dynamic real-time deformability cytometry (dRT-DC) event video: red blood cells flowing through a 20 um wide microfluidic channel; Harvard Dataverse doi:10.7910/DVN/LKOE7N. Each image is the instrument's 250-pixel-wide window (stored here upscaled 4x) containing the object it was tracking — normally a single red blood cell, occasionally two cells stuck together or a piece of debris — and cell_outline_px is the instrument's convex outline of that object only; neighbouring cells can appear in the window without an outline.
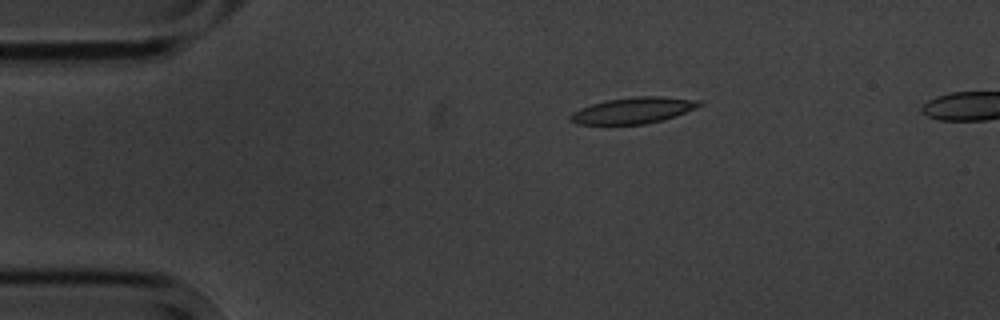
{"species": "common noctule bat (a hibernating species)", "species_latin": "Nyctalus noctula", "temperature_condition": "cold", "stored_images_in_passage": 8, "camera_frame_rate_fps": 3000, "um_per_image_px": 0.085, "animal": {"sex": "male", "body_mass_g": 20.1, "forearm_length_mm": 53.5}, "frame": {"image": 1, "passage_image": 1, "time_ms": 0.0, "image_size_px": [1000, 320], "cell_outline_px": [[704, 104], [696, 108], [676, 116], [664, 120], [644, 124], [576, 124], [568, 120], [568, 116], [572, 112], [580, 108], [604, 100], [636, 96], [660, 96], [700, 100]], "centroid_in_image_um": [53.82, 9.38], "position_along_channel_um": 31.2, "area_um2": 19.88}}
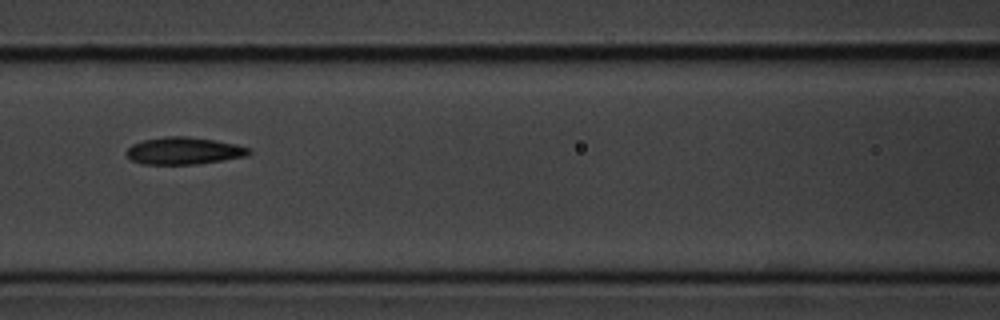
{"frame": {"image": 2, "passage_image": 5, "time_ms": 4.667, "image_size_px": [1000, 320], "cell_outline_px": [[252, 152], [248, 156], [224, 160], [196, 164], [140, 164], [132, 160], [124, 152], [132, 144], [144, 140], [168, 136], [184, 136], [216, 140], [236, 144], [252, 148]], "centroid_in_image_um": [15.67, 12.82], "position_along_channel_um": 150.9, "area_um2": 19.54}}
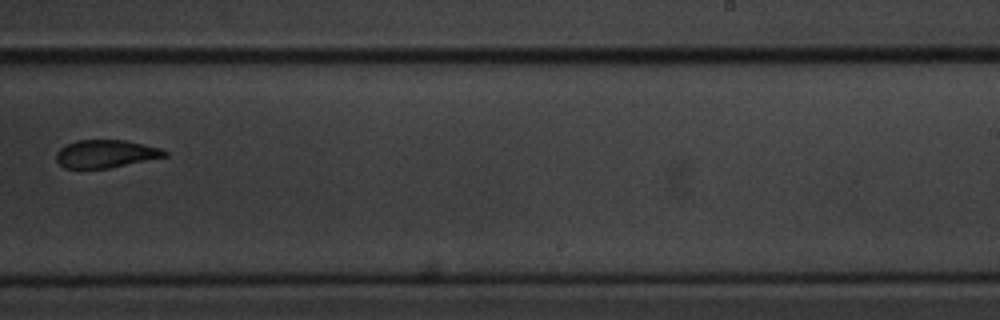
{"frame": {"image": 3, "passage_image": 8, "time_ms": 8.333, "image_size_px": [1000, 320], "cell_outline_px": [[168, 156], [108, 168], [64, 168], [56, 160], [56, 152], [60, 148], [76, 140], [124, 140], [160, 148], [168, 152]], "centroid_in_image_um": [8.98, 13.07], "position_along_channel_um": 280.0, "area_um2": 17.46}}